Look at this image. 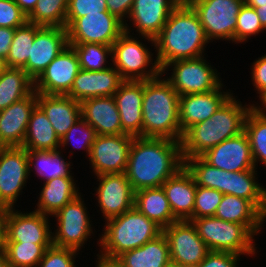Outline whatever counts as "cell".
Instances as JSON below:
<instances>
[{"label": "cell", "instance_id": "6da1fadb", "mask_svg": "<svg viewBox=\"0 0 266 267\" xmlns=\"http://www.w3.org/2000/svg\"><path fill=\"white\" fill-rule=\"evenodd\" d=\"M182 167L181 141L168 138L134 137L126 177L134 192L158 188Z\"/></svg>", "mask_w": 266, "mask_h": 267}, {"label": "cell", "instance_id": "7a4b0ae2", "mask_svg": "<svg viewBox=\"0 0 266 267\" xmlns=\"http://www.w3.org/2000/svg\"><path fill=\"white\" fill-rule=\"evenodd\" d=\"M155 40V55L162 70L170 62L206 56L204 28L193 8L180 2L170 13Z\"/></svg>", "mask_w": 266, "mask_h": 267}, {"label": "cell", "instance_id": "3957f363", "mask_svg": "<svg viewBox=\"0 0 266 267\" xmlns=\"http://www.w3.org/2000/svg\"><path fill=\"white\" fill-rule=\"evenodd\" d=\"M243 104L233 94L210 118L190 127L181 140L183 160L201 157L226 139L241 134L246 116L251 110V101Z\"/></svg>", "mask_w": 266, "mask_h": 267}, {"label": "cell", "instance_id": "277c9868", "mask_svg": "<svg viewBox=\"0 0 266 267\" xmlns=\"http://www.w3.org/2000/svg\"><path fill=\"white\" fill-rule=\"evenodd\" d=\"M179 97L162 73L144 81L142 137L182 140Z\"/></svg>", "mask_w": 266, "mask_h": 267}, {"label": "cell", "instance_id": "5b68a950", "mask_svg": "<svg viewBox=\"0 0 266 267\" xmlns=\"http://www.w3.org/2000/svg\"><path fill=\"white\" fill-rule=\"evenodd\" d=\"M95 259L113 263L121 254L141 247L162 233V228L135 207L105 221ZM101 249V250H100Z\"/></svg>", "mask_w": 266, "mask_h": 267}, {"label": "cell", "instance_id": "8992f818", "mask_svg": "<svg viewBox=\"0 0 266 267\" xmlns=\"http://www.w3.org/2000/svg\"><path fill=\"white\" fill-rule=\"evenodd\" d=\"M184 167L197 186L245 198L266 217V187L259 183L257 170L228 172L211 166L202 157L184 159Z\"/></svg>", "mask_w": 266, "mask_h": 267}, {"label": "cell", "instance_id": "52a82bcc", "mask_svg": "<svg viewBox=\"0 0 266 267\" xmlns=\"http://www.w3.org/2000/svg\"><path fill=\"white\" fill-rule=\"evenodd\" d=\"M150 44L154 47L153 50L150 49ZM154 49V39L124 32L112 44V66L123 80L145 81L157 78L162 71L154 52H151L156 51Z\"/></svg>", "mask_w": 266, "mask_h": 267}, {"label": "cell", "instance_id": "ba28073f", "mask_svg": "<svg viewBox=\"0 0 266 267\" xmlns=\"http://www.w3.org/2000/svg\"><path fill=\"white\" fill-rule=\"evenodd\" d=\"M210 251L230 252L250 257L258 252L257 237L244 225L224 221L215 216L190 220Z\"/></svg>", "mask_w": 266, "mask_h": 267}, {"label": "cell", "instance_id": "9c48e42d", "mask_svg": "<svg viewBox=\"0 0 266 267\" xmlns=\"http://www.w3.org/2000/svg\"><path fill=\"white\" fill-rule=\"evenodd\" d=\"M81 195L82 193L52 216L56 219V229L52 232L54 246L79 252L85 248L88 239L90 243V239L95 235V226L92 224L85 198Z\"/></svg>", "mask_w": 266, "mask_h": 267}, {"label": "cell", "instance_id": "30bf717a", "mask_svg": "<svg viewBox=\"0 0 266 267\" xmlns=\"http://www.w3.org/2000/svg\"><path fill=\"white\" fill-rule=\"evenodd\" d=\"M205 57L170 62L161 70L179 96L206 93L223 82L220 72Z\"/></svg>", "mask_w": 266, "mask_h": 267}, {"label": "cell", "instance_id": "8fae6325", "mask_svg": "<svg viewBox=\"0 0 266 267\" xmlns=\"http://www.w3.org/2000/svg\"><path fill=\"white\" fill-rule=\"evenodd\" d=\"M188 4L196 12L211 43L227 40L235 44L237 16L244 0H191Z\"/></svg>", "mask_w": 266, "mask_h": 267}, {"label": "cell", "instance_id": "7c38bea8", "mask_svg": "<svg viewBox=\"0 0 266 267\" xmlns=\"http://www.w3.org/2000/svg\"><path fill=\"white\" fill-rule=\"evenodd\" d=\"M32 175L27 150L22 146L3 147L0 151V206L16 208L22 190ZM17 201V202H16Z\"/></svg>", "mask_w": 266, "mask_h": 267}, {"label": "cell", "instance_id": "4fadbf2b", "mask_svg": "<svg viewBox=\"0 0 266 267\" xmlns=\"http://www.w3.org/2000/svg\"><path fill=\"white\" fill-rule=\"evenodd\" d=\"M50 222L49 216L35 210L22 212L15 208H7L3 242L53 244V223Z\"/></svg>", "mask_w": 266, "mask_h": 267}, {"label": "cell", "instance_id": "5bb4252c", "mask_svg": "<svg viewBox=\"0 0 266 267\" xmlns=\"http://www.w3.org/2000/svg\"><path fill=\"white\" fill-rule=\"evenodd\" d=\"M133 139L129 134L97 135L86 159H89L92 174L124 173Z\"/></svg>", "mask_w": 266, "mask_h": 267}, {"label": "cell", "instance_id": "9a60e30c", "mask_svg": "<svg viewBox=\"0 0 266 267\" xmlns=\"http://www.w3.org/2000/svg\"><path fill=\"white\" fill-rule=\"evenodd\" d=\"M162 232L169 245L170 260L183 267H196L210 252L191 221L174 222Z\"/></svg>", "mask_w": 266, "mask_h": 267}, {"label": "cell", "instance_id": "2e32d148", "mask_svg": "<svg viewBox=\"0 0 266 267\" xmlns=\"http://www.w3.org/2000/svg\"><path fill=\"white\" fill-rule=\"evenodd\" d=\"M97 177V178H96ZM94 187L96 205L101 211L104 221L120 216L134 207V191L124 173L103 174L95 176Z\"/></svg>", "mask_w": 266, "mask_h": 267}, {"label": "cell", "instance_id": "e0dca14e", "mask_svg": "<svg viewBox=\"0 0 266 267\" xmlns=\"http://www.w3.org/2000/svg\"><path fill=\"white\" fill-rule=\"evenodd\" d=\"M68 43L112 44L125 32L124 23L109 12L87 14L67 28Z\"/></svg>", "mask_w": 266, "mask_h": 267}, {"label": "cell", "instance_id": "ac0fdd59", "mask_svg": "<svg viewBox=\"0 0 266 267\" xmlns=\"http://www.w3.org/2000/svg\"><path fill=\"white\" fill-rule=\"evenodd\" d=\"M180 2V0H134L129 17L124 23L125 32L155 39L160 34L171 11ZM128 22H130L129 25Z\"/></svg>", "mask_w": 266, "mask_h": 267}, {"label": "cell", "instance_id": "d6986e66", "mask_svg": "<svg viewBox=\"0 0 266 267\" xmlns=\"http://www.w3.org/2000/svg\"><path fill=\"white\" fill-rule=\"evenodd\" d=\"M68 45L66 28L35 25L30 57L22 69L35 81Z\"/></svg>", "mask_w": 266, "mask_h": 267}, {"label": "cell", "instance_id": "ffe728a7", "mask_svg": "<svg viewBox=\"0 0 266 267\" xmlns=\"http://www.w3.org/2000/svg\"><path fill=\"white\" fill-rule=\"evenodd\" d=\"M79 71L78 55L68 45L34 81V90L41 94L68 95Z\"/></svg>", "mask_w": 266, "mask_h": 267}, {"label": "cell", "instance_id": "44dd1931", "mask_svg": "<svg viewBox=\"0 0 266 267\" xmlns=\"http://www.w3.org/2000/svg\"><path fill=\"white\" fill-rule=\"evenodd\" d=\"M225 86L222 82L215 90L179 97V123L183 134L195 124L210 118L234 94Z\"/></svg>", "mask_w": 266, "mask_h": 267}, {"label": "cell", "instance_id": "7402d4cb", "mask_svg": "<svg viewBox=\"0 0 266 267\" xmlns=\"http://www.w3.org/2000/svg\"><path fill=\"white\" fill-rule=\"evenodd\" d=\"M211 166L228 172L257 170L247 134L226 139L201 156Z\"/></svg>", "mask_w": 266, "mask_h": 267}, {"label": "cell", "instance_id": "603a6c76", "mask_svg": "<svg viewBox=\"0 0 266 267\" xmlns=\"http://www.w3.org/2000/svg\"><path fill=\"white\" fill-rule=\"evenodd\" d=\"M37 106V92L14 102L0 111V144L3 147L22 146L27 125Z\"/></svg>", "mask_w": 266, "mask_h": 267}, {"label": "cell", "instance_id": "cb8c5ba5", "mask_svg": "<svg viewBox=\"0 0 266 267\" xmlns=\"http://www.w3.org/2000/svg\"><path fill=\"white\" fill-rule=\"evenodd\" d=\"M144 81L124 80L113 95L120 114L122 130L142 137Z\"/></svg>", "mask_w": 266, "mask_h": 267}, {"label": "cell", "instance_id": "d4e9b609", "mask_svg": "<svg viewBox=\"0 0 266 267\" xmlns=\"http://www.w3.org/2000/svg\"><path fill=\"white\" fill-rule=\"evenodd\" d=\"M123 81L113 66L102 71L80 69L68 96L78 102L93 97L113 96Z\"/></svg>", "mask_w": 266, "mask_h": 267}, {"label": "cell", "instance_id": "484cf974", "mask_svg": "<svg viewBox=\"0 0 266 267\" xmlns=\"http://www.w3.org/2000/svg\"><path fill=\"white\" fill-rule=\"evenodd\" d=\"M81 117L97 135L126 134L122 130L120 114L113 96L93 97L80 102Z\"/></svg>", "mask_w": 266, "mask_h": 267}, {"label": "cell", "instance_id": "4316f807", "mask_svg": "<svg viewBox=\"0 0 266 267\" xmlns=\"http://www.w3.org/2000/svg\"><path fill=\"white\" fill-rule=\"evenodd\" d=\"M169 201L172 213L178 221L193 219L197 185L192 175L182 167L161 186Z\"/></svg>", "mask_w": 266, "mask_h": 267}, {"label": "cell", "instance_id": "83f0119b", "mask_svg": "<svg viewBox=\"0 0 266 267\" xmlns=\"http://www.w3.org/2000/svg\"><path fill=\"white\" fill-rule=\"evenodd\" d=\"M37 105L46 114L59 139L81 118L80 102L68 95L37 93Z\"/></svg>", "mask_w": 266, "mask_h": 267}, {"label": "cell", "instance_id": "f1b7e54d", "mask_svg": "<svg viewBox=\"0 0 266 267\" xmlns=\"http://www.w3.org/2000/svg\"><path fill=\"white\" fill-rule=\"evenodd\" d=\"M214 216L231 223L244 224L255 237L262 233L266 222V217L249 200L229 194L223 195Z\"/></svg>", "mask_w": 266, "mask_h": 267}, {"label": "cell", "instance_id": "f546056e", "mask_svg": "<svg viewBox=\"0 0 266 267\" xmlns=\"http://www.w3.org/2000/svg\"><path fill=\"white\" fill-rule=\"evenodd\" d=\"M79 185L74 177H57L43 183L34 210L46 216L55 215L65 204L75 199Z\"/></svg>", "mask_w": 266, "mask_h": 267}, {"label": "cell", "instance_id": "4dcf8cb0", "mask_svg": "<svg viewBox=\"0 0 266 267\" xmlns=\"http://www.w3.org/2000/svg\"><path fill=\"white\" fill-rule=\"evenodd\" d=\"M71 150L68 160L62 156L65 154L61 149L27 151L29 172L34 171V177L41 178L43 183L57 177H74L73 167L71 168L73 163L69 158L73 159L75 151Z\"/></svg>", "mask_w": 266, "mask_h": 267}, {"label": "cell", "instance_id": "1f68e13d", "mask_svg": "<svg viewBox=\"0 0 266 267\" xmlns=\"http://www.w3.org/2000/svg\"><path fill=\"white\" fill-rule=\"evenodd\" d=\"M169 261V245L162 232L141 247L124 252L113 264L117 267H164Z\"/></svg>", "mask_w": 266, "mask_h": 267}, {"label": "cell", "instance_id": "d6a6232c", "mask_svg": "<svg viewBox=\"0 0 266 267\" xmlns=\"http://www.w3.org/2000/svg\"><path fill=\"white\" fill-rule=\"evenodd\" d=\"M134 207L162 229L178 221L162 187L144 188L134 192Z\"/></svg>", "mask_w": 266, "mask_h": 267}, {"label": "cell", "instance_id": "836d02e7", "mask_svg": "<svg viewBox=\"0 0 266 267\" xmlns=\"http://www.w3.org/2000/svg\"><path fill=\"white\" fill-rule=\"evenodd\" d=\"M22 147L27 151L60 149V139L38 105L31 114Z\"/></svg>", "mask_w": 266, "mask_h": 267}, {"label": "cell", "instance_id": "e575fe53", "mask_svg": "<svg viewBox=\"0 0 266 267\" xmlns=\"http://www.w3.org/2000/svg\"><path fill=\"white\" fill-rule=\"evenodd\" d=\"M34 91V80L22 68H7L0 75V111Z\"/></svg>", "mask_w": 266, "mask_h": 267}, {"label": "cell", "instance_id": "d590c367", "mask_svg": "<svg viewBox=\"0 0 266 267\" xmlns=\"http://www.w3.org/2000/svg\"><path fill=\"white\" fill-rule=\"evenodd\" d=\"M53 244L3 242L2 251L10 267H38L47 248Z\"/></svg>", "mask_w": 266, "mask_h": 267}, {"label": "cell", "instance_id": "8d00e7d4", "mask_svg": "<svg viewBox=\"0 0 266 267\" xmlns=\"http://www.w3.org/2000/svg\"><path fill=\"white\" fill-rule=\"evenodd\" d=\"M68 44L74 48L78 55L80 69L87 71H102L111 67L112 46L99 43Z\"/></svg>", "mask_w": 266, "mask_h": 267}, {"label": "cell", "instance_id": "74e56055", "mask_svg": "<svg viewBox=\"0 0 266 267\" xmlns=\"http://www.w3.org/2000/svg\"><path fill=\"white\" fill-rule=\"evenodd\" d=\"M67 10L68 0H38L27 20L39 26L65 28Z\"/></svg>", "mask_w": 266, "mask_h": 267}, {"label": "cell", "instance_id": "f35d334b", "mask_svg": "<svg viewBox=\"0 0 266 267\" xmlns=\"http://www.w3.org/2000/svg\"><path fill=\"white\" fill-rule=\"evenodd\" d=\"M244 132L249 138L255 168L258 170V163L266 167V117L251 109L245 119Z\"/></svg>", "mask_w": 266, "mask_h": 267}, {"label": "cell", "instance_id": "ab89813d", "mask_svg": "<svg viewBox=\"0 0 266 267\" xmlns=\"http://www.w3.org/2000/svg\"><path fill=\"white\" fill-rule=\"evenodd\" d=\"M35 38V24L26 22L17 27L10 46L6 63L9 68H23L30 57V50Z\"/></svg>", "mask_w": 266, "mask_h": 267}, {"label": "cell", "instance_id": "60d3db41", "mask_svg": "<svg viewBox=\"0 0 266 267\" xmlns=\"http://www.w3.org/2000/svg\"><path fill=\"white\" fill-rule=\"evenodd\" d=\"M96 136L95 129L81 117L60 139V149L64 151L67 148L69 149L70 146L76 148H73V150L78 149L80 151L81 149L87 155L85 157L89 158L91 146Z\"/></svg>", "mask_w": 266, "mask_h": 267}, {"label": "cell", "instance_id": "b9f144b4", "mask_svg": "<svg viewBox=\"0 0 266 267\" xmlns=\"http://www.w3.org/2000/svg\"><path fill=\"white\" fill-rule=\"evenodd\" d=\"M264 31L266 29L262 26L255 8L244 3L237 16L235 44H246L251 37H256Z\"/></svg>", "mask_w": 266, "mask_h": 267}, {"label": "cell", "instance_id": "7bdbcfd3", "mask_svg": "<svg viewBox=\"0 0 266 267\" xmlns=\"http://www.w3.org/2000/svg\"><path fill=\"white\" fill-rule=\"evenodd\" d=\"M223 195V193L216 189L197 186L193 219L214 216Z\"/></svg>", "mask_w": 266, "mask_h": 267}, {"label": "cell", "instance_id": "ee69618b", "mask_svg": "<svg viewBox=\"0 0 266 267\" xmlns=\"http://www.w3.org/2000/svg\"><path fill=\"white\" fill-rule=\"evenodd\" d=\"M78 255L80 252L76 250L52 245L46 249L38 267H78L75 264L76 258L80 259Z\"/></svg>", "mask_w": 266, "mask_h": 267}, {"label": "cell", "instance_id": "f6af8a7d", "mask_svg": "<svg viewBox=\"0 0 266 267\" xmlns=\"http://www.w3.org/2000/svg\"><path fill=\"white\" fill-rule=\"evenodd\" d=\"M100 12H108L106 0H68L65 28L79 17Z\"/></svg>", "mask_w": 266, "mask_h": 267}, {"label": "cell", "instance_id": "bcb514c9", "mask_svg": "<svg viewBox=\"0 0 266 267\" xmlns=\"http://www.w3.org/2000/svg\"><path fill=\"white\" fill-rule=\"evenodd\" d=\"M27 21V15L14 0H0V27L16 29Z\"/></svg>", "mask_w": 266, "mask_h": 267}, {"label": "cell", "instance_id": "7dc6e473", "mask_svg": "<svg viewBox=\"0 0 266 267\" xmlns=\"http://www.w3.org/2000/svg\"><path fill=\"white\" fill-rule=\"evenodd\" d=\"M240 257L235 253L210 251L196 267H239Z\"/></svg>", "mask_w": 266, "mask_h": 267}, {"label": "cell", "instance_id": "c3c4849f", "mask_svg": "<svg viewBox=\"0 0 266 267\" xmlns=\"http://www.w3.org/2000/svg\"><path fill=\"white\" fill-rule=\"evenodd\" d=\"M251 65V81L258 97L266 90V54L260 55Z\"/></svg>", "mask_w": 266, "mask_h": 267}, {"label": "cell", "instance_id": "681fc988", "mask_svg": "<svg viewBox=\"0 0 266 267\" xmlns=\"http://www.w3.org/2000/svg\"><path fill=\"white\" fill-rule=\"evenodd\" d=\"M133 4L134 0H106L107 11L123 23L127 21Z\"/></svg>", "mask_w": 266, "mask_h": 267}, {"label": "cell", "instance_id": "f907efd6", "mask_svg": "<svg viewBox=\"0 0 266 267\" xmlns=\"http://www.w3.org/2000/svg\"><path fill=\"white\" fill-rule=\"evenodd\" d=\"M15 29L0 27V57L6 60L13 40Z\"/></svg>", "mask_w": 266, "mask_h": 267}, {"label": "cell", "instance_id": "816d5d0a", "mask_svg": "<svg viewBox=\"0 0 266 267\" xmlns=\"http://www.w3.org/2000/svg\"><path fill=\"white\" fill-rule=\"evenodd\" d=\"M258 100L255 102L254 100L251 103V109L254 110L260 116L266 117V90L262 92L258 97Z\"/></svg>", "mask_w": 266, "mask_h": 267}, {"label": "cell", "instance_id": "f5cc1de1", "mask_svg": "<svg viewBox=\"0 0 266 267\" xmlns=\"http://www.w3.org/2000/svg\"><path fill=\"white\" fill-rule=\"evenodd\" d=\"M21 10L28 16L35 8L38 0H14Z\"/></svg>", "mask_w": 266, "mask_h": 267}, {"label": "cell", "instance_id": "db71d44e", "mask_svg": "<svg viewBox=\"0 0 266 267\" xmlns=\"http://www.w3.org/2000/svg\"><path fill=\"white\" fill-rule=\"evenodd\" d=\"M262 26L266 29V5L261 6L260 8H255Z\"/></svg>", "mask_w": 266, "mask_h": 267}, {"label": "cell", "instance_id": "11a10c76", "mask_svg": "<svg viewBox=\"0 0 266 267\" xmlns=\"http://www.w3.org/2000/svg\"><path fill=\"white\" fill-rule=\"evenodd\" d=\"M6 208L0 206V238H4V217Z\"/></svg>", "mask_w": 266, "mask_h": 267}, {"label": "cell", "instance_id": "9f6ffc18", "mask_svg": "<svg viewBox=\"0 0 266 267\" xmlns=\"http://www.w3.org/2000/svg\"><path fill=\"white\" fill-rule=\"evenodd\" d=\"M244 3L253 8H260L263 5H266V0H244Z\"/></svg>", "mask_w": 266, "mask_h": 267}, {"label": "cell", "instance_id": "6f0895ef", "mask_svg": "<svg viewBox=\"0 0 266 267\" xmlns=\"http://www.w3.org/2000/svg\"><path fill=\"white\" fill-rule=\"evenodd\" d=\"M96 263L95 264V267H117L115 266L113 263H109V262H104V261H101V260H94Z\"/></svg>", "mask_w": 266, "mask_h": 267}, {"label": "cell", "instance_id": "680465c9", "mask_svg": "<svg viewBox=\"0 0 266 267\" xmlns=\"http://www.w3.org/2000/svg\"><path fill=\"white\" fill-rule=\"evenodd\" d=\"M0 267H10L3 251L0 253Z\"/></svg>", "mask_w": 266, "mask_h": 267}, {"label": "cell", "instance_id": "91938a15", "mask_svg": "<svg viewBox=\"0 0 266 267\" xmlns=\"http://www.w3.org/2000/svg\"><path fill=\"white\" fill-rule=\"evenodd\" d=\"M8 68L6 60L0 57V75Z\"/></svg>", "mask_w": 266, "mask_h": 267}, {"label": "cell", "instance_id": "94428289", "mask_svg": "<svg viewBox=\"0 0 266 267\" xmlns=\"http://www.w3.org/2000/svg\"><path fill=\"white\" fill-rule=\"evenodd\" d=\"M164 267H183L182 265L172 262L171 260Z\"/></svg>", "mask_w": 266, "mask_h": 267}, {"label": "cell", "instance_id": "6125c7cd", "mask_svg": "<svg viewBox=\"0 0 266 267\" xmlns=\"http://www.w3.org/2000/svg\"><path fill=\"white\" fill-rule=\"evenodd\" d=\"M3 239L4 238H0V253L2 252L3 249Z\"/></svg>", "mask_w": 266, "mask_h": 267}, {"label": "cell", "instance_id": "be15d7a7", "mask_svg": "<svg viewBox=\"0 0 266 267\" xmlns=\"http://www.w3.org/2000/svg\"><path fill=\"white\" fill-rule=\"evenodd\" d=\"M182 3H188L191 0H180Z\"/></svg>", "mask_w": 266, "mask_h": 267}]
</instances>
